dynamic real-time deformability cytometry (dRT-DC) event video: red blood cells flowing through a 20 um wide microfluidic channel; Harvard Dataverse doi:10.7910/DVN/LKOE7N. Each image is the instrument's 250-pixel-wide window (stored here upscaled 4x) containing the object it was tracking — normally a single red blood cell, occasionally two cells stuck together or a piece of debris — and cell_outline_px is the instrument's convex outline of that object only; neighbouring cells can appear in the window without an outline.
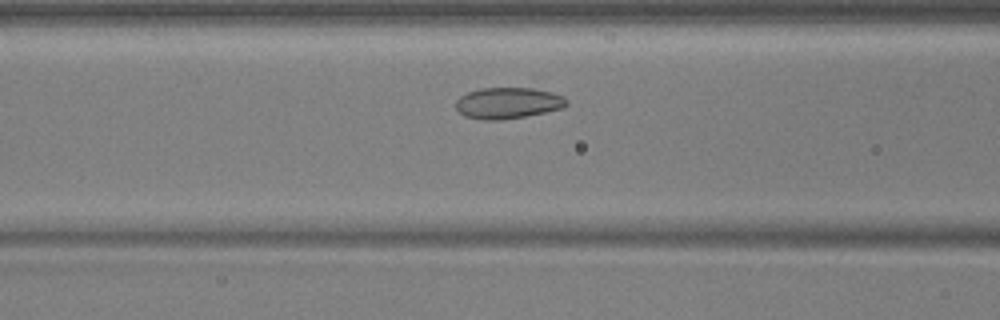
{"species": "common noctule bat (a hibernating species)", "species_latin": "Nyctalus noctula", "temperature_condition": "warm", "stored_images_in_passage": 36, "camera_frame_rate_fps": 3000, "um_per_image_px": 0.085, "animal": {"sex": "male", "body_mass_g": 17.9, "forearm_length_mm": 54.2}, "frame": {"image": 1, "passage_image": 13, "time_ms": 4.0, "image_size_px": [1000, 320], "cell_outline_px": [[568, 104], [564, 108], [524, 116], [500, 120], [480, 120], [464, 116], [456, 108], [456, 100], [460, 96], [468, 92], [480, 88], [532, 88], [552, 92], [564, 96], [568, 100]], "centroid_in_image_um": [43.18, 8.76], "position_along_channel_um": 123.4, "area_um2": 20.23}}
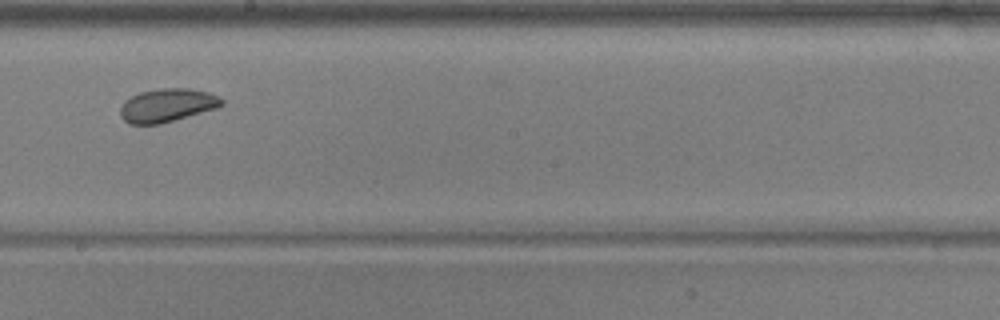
{"frame": {"image": 2, "passage_image": 22, "time_ms": 7.0, "image_size_px": [1000, 320], "cell_outline_px": [[224, 104], [216, 108], [160, 124], [128, 124], [120, 116], [120, 108], [124, 100], [140, 92], [160, 88], [188, 88], [208, 92], [224, 100]], "centroid_in_image_um": [14.18, 8.95], "position_along_channel_um": 234.0, "area_um2": 19.65}}
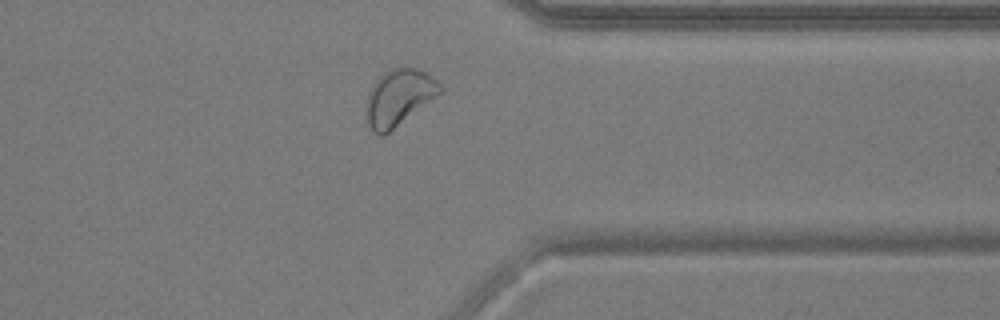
{"frame": {"image": 3, "passage_image": 34, "time_ms": 11.0, "image_size_px": [1000, 320], "cell_outline_px": [[444, 88], [440, 92], [384, 136], [380, 136], [372, 132], [368, 124], [364, 112], [364, 108], [368, 92], [372, 84], [384, 72], [392, 68], [416, 68], [432, 76]], "centroid_in_image_um": [33.82, 8.3], "position_along_channel_um": 377.6, "area_um2": 24.04}}